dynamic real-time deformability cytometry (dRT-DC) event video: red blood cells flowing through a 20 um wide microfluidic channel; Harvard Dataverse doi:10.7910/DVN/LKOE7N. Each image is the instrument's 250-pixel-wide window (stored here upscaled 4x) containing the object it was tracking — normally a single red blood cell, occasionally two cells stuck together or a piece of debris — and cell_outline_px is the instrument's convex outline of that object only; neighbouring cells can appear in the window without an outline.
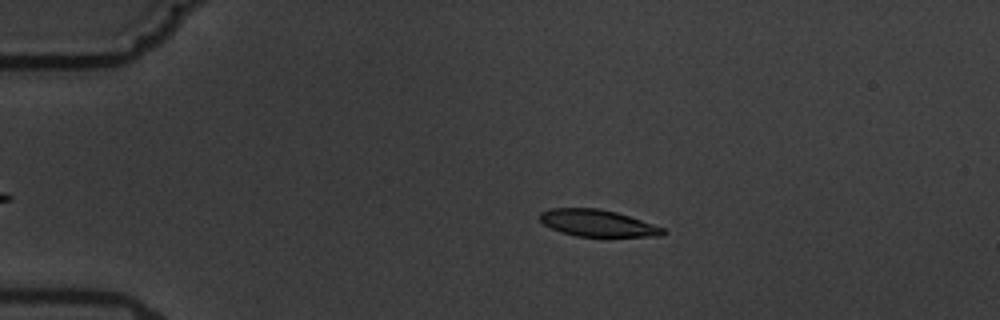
{"species": "common noctule bat (a hibernating species)", "species_latin": "Nyctalus noctula", "temperature_condition": "warm", "stored_images_in_passage": 2, "camera_frame_rate_fps": 3000, "um_per_image_px": 0.085, "animal": {"sex": "male", "body_mass_g": 19.5, "forearm_length_mm": 54.6}, "frame": {"image": 1, "passage_image": 1, "time_ms": 0.0, "image_size_px": [1000, 320], "cell_outline_px": [[668, 232], [660, 236], [576, 236], [560, 232], [544, 224], [540, 220], [540, 212], [552, 208], [600, 208], [616, 212], [664, 228]], "centroid_in_image_um": [50.78, 18.96], "position_along_channel_um": 34.2, "area_um2": 19.02}}